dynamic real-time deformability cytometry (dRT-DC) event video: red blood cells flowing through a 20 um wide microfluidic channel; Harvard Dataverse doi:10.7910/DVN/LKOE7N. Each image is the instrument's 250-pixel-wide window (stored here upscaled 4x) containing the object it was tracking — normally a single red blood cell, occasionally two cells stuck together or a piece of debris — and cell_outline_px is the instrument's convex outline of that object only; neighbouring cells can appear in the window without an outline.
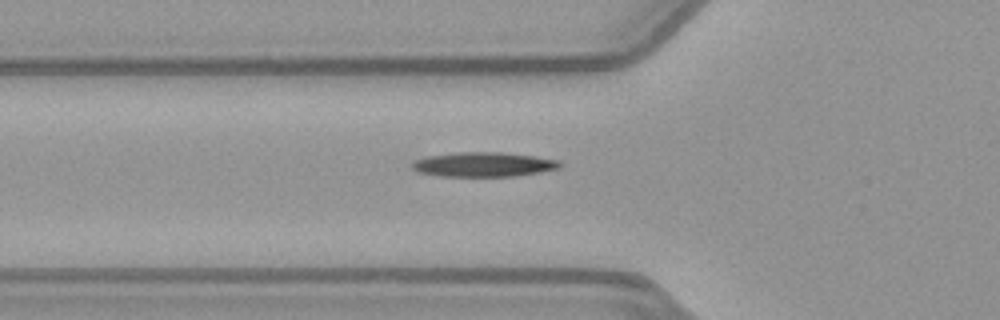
{"species": "common noctule bat (a hibernating species)", "species_latin": "Nyctalus noctula", "temperature_condition": "warm", "stored_images_in_passage": 32, "camera_frame_rate_fps": 3000, "um_per_image_px": 0.085, "animal": {"sex": "female", "body_mass_g": 21.9}, "frame": {"image": 1, "passage_image": 2, "time_ms": 0.333, "image_size_px": [1000, 320], "cell_outline_px": [[564, 164], [560, 168], [540, 172], [516, 176], [436, 176], [416, 172], [412, 168], [412, 164], [416, 160], [428, 156], [460, 152], [500, 152], [532, 156], [560, 160]], "centroid_in_image_um": [41.12, 13.99], "position_along_channel_um": 84.7, "area_um2": 21.15}}
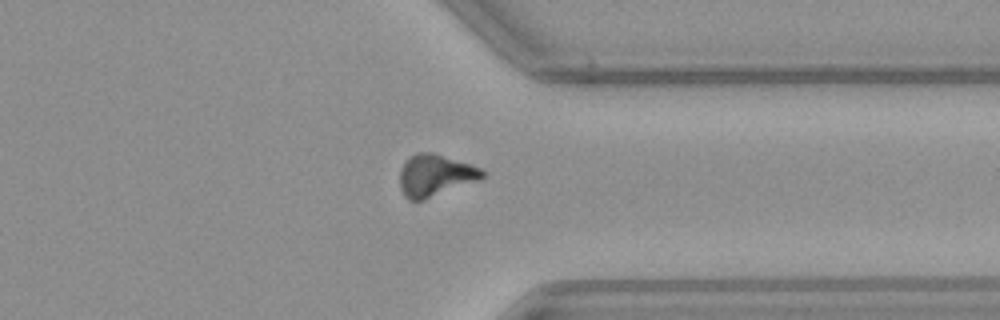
{"frame": {"image": 2, "passage_image": 24, "time_ms": 7.667, "image_size_px": [1000, 320], "cell_outline_px": [[488, 172], [480, 180], [424, 200], [408, 200], [404, 196], [400, 188], [400, 168], [416, 152], [432, 152], [472, 164]], "centroid_in_image_um": [37.02, 14.91], "position_along_channel_um": 374.4, "area_um2": 20.29}}
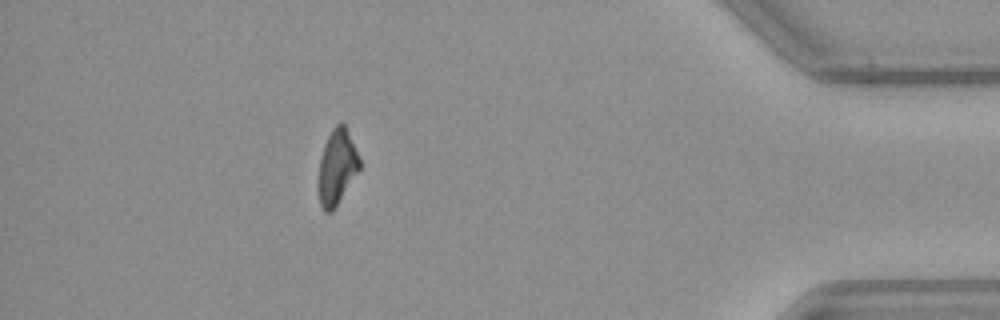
{"frame": {"image": 3, "passage_image": 30, "time_ms": 9.667, "image_size_px": [1000, 320], "cell_outline_px": [[360, 168], [332, 212], [324, 212], [320, 204], [316, 188], [316, 184], [320, 156], [324, 144], [332, 128], [336, 124], [344, 124], [348, 132], [360, 160]], "centroid_in_image_um": [28.58, 14.24], "position_along_channel_um": 406.6, "area_um2": 18.09}}